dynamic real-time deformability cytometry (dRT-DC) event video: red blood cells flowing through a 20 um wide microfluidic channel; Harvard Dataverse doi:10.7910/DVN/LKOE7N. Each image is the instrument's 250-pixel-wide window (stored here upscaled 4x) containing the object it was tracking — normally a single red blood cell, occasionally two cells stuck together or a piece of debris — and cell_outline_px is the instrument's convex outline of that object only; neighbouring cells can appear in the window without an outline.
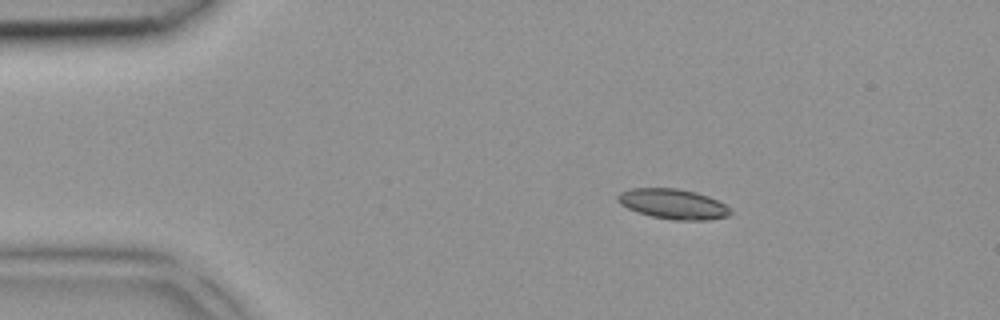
{"species": "common noctule bat (a hibernating species)", "species_latin": "Nyctalus noctula", "temperature_condition": "room temperature", "stored_images_in_passage": 3, "camera_frame_rate_fps": 3000, "um_per_image_px": 0.085, "animal": {"sex": "female", "body_mass_g": 18.4}, "frame": {"image": 1, "passage_image": 1, "time_ms": 0.0, "image_size_px": [1000, 320], "cell_outline_px": [[732, 212], [728, 216], [708, 220], [672, 220], [652, 216], [628, 208], [620, 204], [616, 200], [616, 196], [620, 192], [632, 188], [676, 188], [696, 192], [708, 196], [724, 204]], "centroid_in_image_um": [57.19, 17.33], "position_along_channel_um": 27.8, "area_um2": 19.65}}
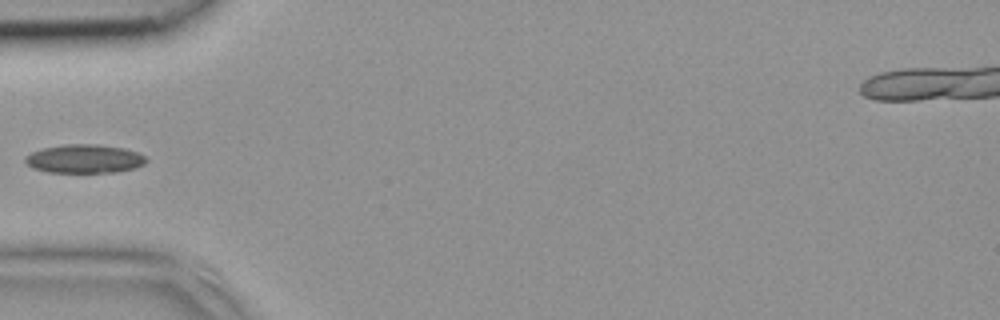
{"frame": {"image": 2, "passage_image": 3, "time_ms": 0.667, "image_size_px": [1000, 320], "cell_outline_px": [[148, 160], [144, 164], [136, 168], [116, 172], [48, 172], [32, 168], [24, 160], [24, 156], [32, 152], [44, 148], [64, 144], [96, 144], [124, 148], [140, 152]], "centroid_in_image_um": [7.2, 13.49], "position_along_channel_um": 77.8, "area_um2": 20.29}}